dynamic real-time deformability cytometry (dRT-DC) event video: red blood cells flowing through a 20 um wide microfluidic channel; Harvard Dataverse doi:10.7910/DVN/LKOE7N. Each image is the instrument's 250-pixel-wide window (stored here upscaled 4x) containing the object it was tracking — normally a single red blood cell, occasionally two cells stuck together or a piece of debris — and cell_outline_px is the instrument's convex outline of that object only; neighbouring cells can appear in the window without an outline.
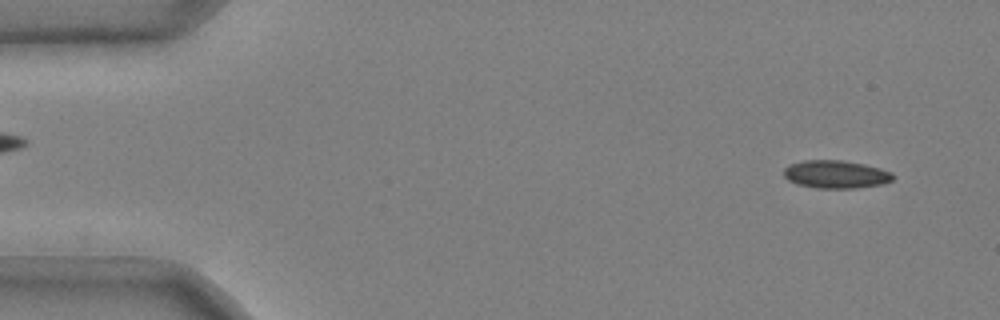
{"species": "common noctule bat (a hibernating species)", "species_latin": "Nyctalus noctula", "temperature_condition": "cold", "stored_images_in_passage": 50, "camera_frame_rate_fps": 3000, "um_per_image_px": 0.085, "animal": {"sex": "male", "body_mass_g": 20.4}, "frame": {"image": 1, "passage_image": 3, "time_ms": 0.667, "image_size_px": [1000, 320], "cell_outline_px": [[896, 176], [892, 180], [884, 184], [856, 188], [816, 188], [796, 184], [788, 180], [784, 176], [784, 168], [788, 164], [804, 160], [844, 160], [864, 164], [880, 168], [892, 172]], "centroid_in_image_um": [71.06, 14.81], "position_along_channel_um": 13.9, "area_um2": 18.03}}
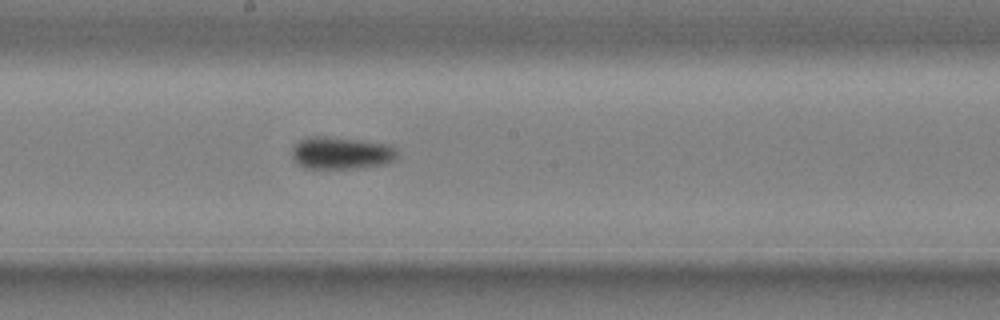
{"frame": {"image": 2, "passage_image": 28, "time_ms": 9.0, "image_size_px": [1000, 320], "cell_outline_px": [[396, 156], [392, 160], [384, 164], [356, 168], [304, 168], [296, 164], [292, 160], [292, 148], [300, 140], [308, 136], [324, 136], [360, 140], [388, 144], [396, 152]], "centroid_in_image_um": [28.92, 13.0], "position_along_channel_um": 219.3, "area_um2": 19.71}}
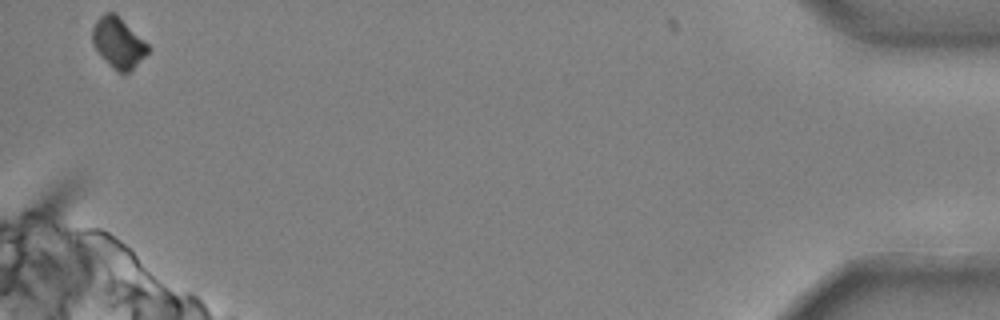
{"frame": {"image": 3, "passage_image": 50, "time_ms": 16.333, "image_size_px": [1000, 320], "cell_outline_px": [[148, 52], [128, 72], [116, 72], [108, 64], [92, 44], [92, 28], [96, 20], [104, 12], [116, 12], [148, 44]], "centroid_in_image_um": [10.02, 3.59], "position_along_channel_um": 425.2, "area_um2": 16.24}, "authors_computed_cell_mechanics": {"area_um2": 18.4671, "velocity_mm_per_s": 3.7184, "shape_relaxation_time_tau1_ms": 5.0809, "shape_relaxation_time_tau2_ms": null, "deformation_change_tau1": 0.0884, "deformation_change_tau2": null}}